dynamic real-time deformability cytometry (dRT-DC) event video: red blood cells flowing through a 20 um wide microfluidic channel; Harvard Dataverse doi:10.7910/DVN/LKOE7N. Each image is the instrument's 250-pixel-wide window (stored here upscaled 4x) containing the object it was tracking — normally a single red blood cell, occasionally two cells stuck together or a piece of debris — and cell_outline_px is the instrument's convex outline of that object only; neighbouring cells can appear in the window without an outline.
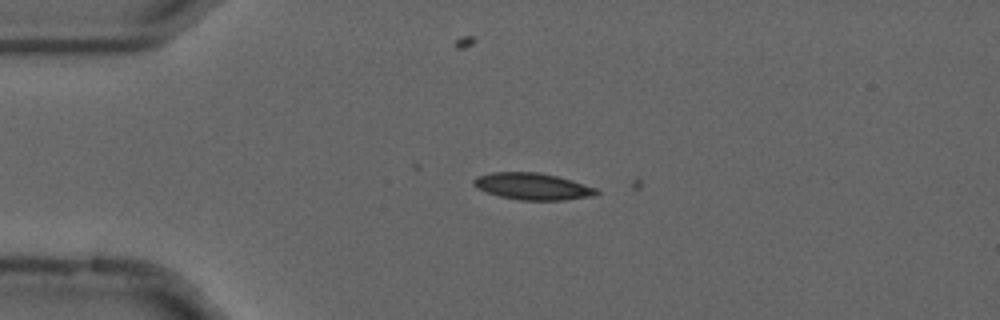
{"species": "common noctule bat (a hibernating species)", "species_latin": "Nyctalus noctula", "temperature_condition": "cold", "stored_images_in_passage": 2, "camera_frame_rate_fps": 3000, "um_per_image_px": 0.085, "animal": {"sex": "male", "forearm_length_mm": 52.5}, "frame": {"image": 1, "passage_image": 1, "time_ms": 0.0, "image_size_px": [1000, 320], "cell_outline_px": [[600, 192], [596, 196], [564, 200], [520, 200], [500, 196], [476, 188], [472, 184], [472, 180], [476, 176], [492, 172], [536, 172], [556, 176], [572, 180], [596, 188]], "centroid_in_image_um": [45.27, 15.84], "position_along_channel_um": 39.7, "area_um2": 19.19}}